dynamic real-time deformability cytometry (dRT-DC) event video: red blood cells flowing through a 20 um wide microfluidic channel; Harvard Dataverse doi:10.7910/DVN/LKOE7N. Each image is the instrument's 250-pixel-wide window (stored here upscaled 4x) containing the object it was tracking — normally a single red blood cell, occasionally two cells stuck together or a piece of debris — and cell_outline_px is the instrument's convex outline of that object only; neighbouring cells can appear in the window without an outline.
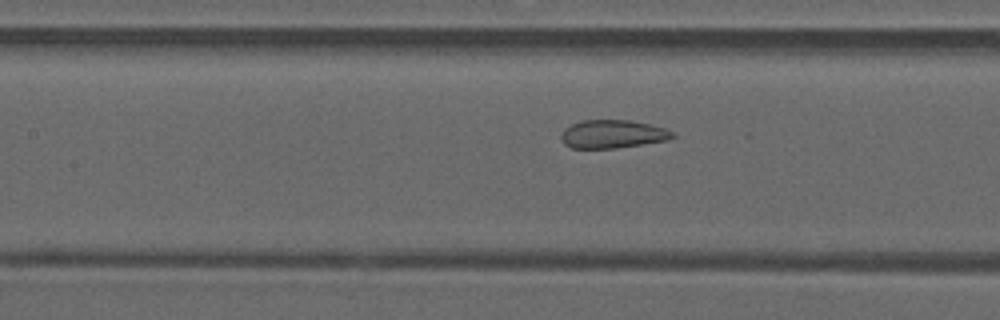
{"species": "common noctule bat (a hibernating species)", "species_latin": "Nyctalus noctula", "temperature_condition": "warm", "stored_images_in_passage": 46, "camera_frame_rate_fps": 3000, "um_per_image_px": 0.085, "animal": {"sex": "male", "forearm_length_mm": 52.5}, "frame": {"image": 1, "passage_image": 19, "time_ms": 6.0, "image_size_px": [1000, 320], "cell_outline_px": [[676, 136], [668, 140], [616, 148], [572, 148], [564, 144], [560, 140], [560, 136], [564, 128], [580, 120], [628, 120], [648, 124], [664, 128], [672, 132]], "centroid_in_image_um": [52.03, 11.4], "position_along_channel_um": 155.4, "area_um2": 18.32}}
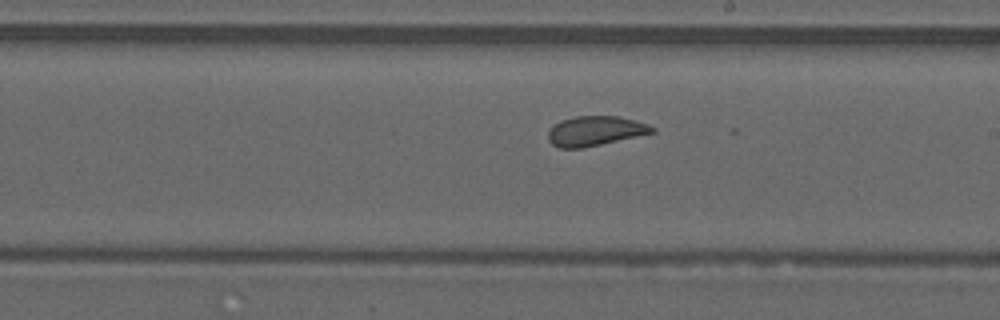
{"frame": {"image": 2, "passage_image": 25, "time_ms": 8.0, "image_size_px": [1000, 320], "cell_outline_px": [[656, 132], [600, 144], [580, 148], [560, 148], [552, 144], [548, 140], [548, 132], [560, 120], [576, 116], [620, 116], [648, 124], [656, 128]], "centroid_in_image_um": [50.61, 11.12], "position_along_channel_um": 238.4, "area_um2": 17.86}}
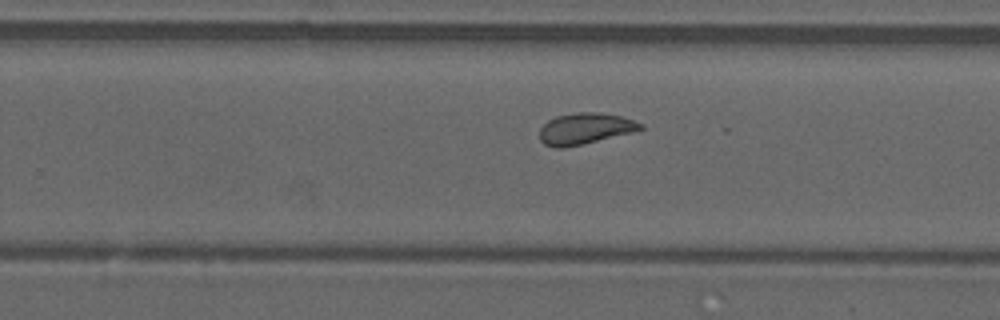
{"frame": {"image": 3, "passage_image": 28, "time_ms": 9.0, "image_size_px": [1000, 320], "cell_outline_px": [[644, 128], [636, 132], [564, 148], [552, 148], [544, 144], [540, 140], [540, 128], [548, 120], [556, 116], [580, 112], [600, 112], [620, 116], [644, 124]], "centroid_in_image_um": [49.74, 10.94], "position_along_channel_um": 280.1, "area_um2": 18.5}, "authors_computed_cell_mechanics": {"area_um2": 19.1607, "velocity_mm_per_s": 4.1686, "shape_relaxation_time_tau1_ms": null, "shape_relaxation_time_tau2_ms": 0.8166, "deformation_change_tau1": null, "deformation_change_tau2": 0.0608}}